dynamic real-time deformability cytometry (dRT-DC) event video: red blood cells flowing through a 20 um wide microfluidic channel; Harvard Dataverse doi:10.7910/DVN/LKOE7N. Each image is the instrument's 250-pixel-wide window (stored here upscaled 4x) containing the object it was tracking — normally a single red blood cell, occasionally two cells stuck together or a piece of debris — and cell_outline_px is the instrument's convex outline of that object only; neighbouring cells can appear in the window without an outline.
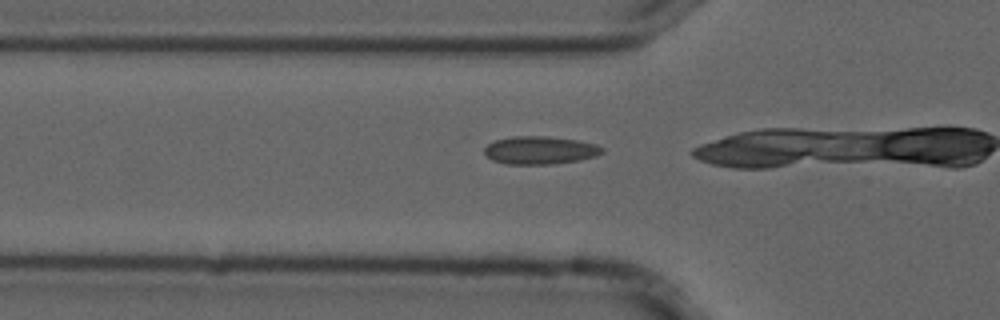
{"species": "common noctule bat (a hibernating species)", "species_latin": "Nyctalus noctula", "temperature_condition": "cold", "stored_images_in_passage": 18, "camera_frame_rate_fps": 3000, "um_per_image_px": 0.085, "animal": {"sex": "male", "forearm_length_mm": 52.5}, "frame": {"image": 1, "passage_image": 14, "time_ms": 4.333, "image_size_px": [1000, 320], "cell_outline_px": [[604, 152], [596, 156], [580, 160], [556, 164], [504, 164], [492, 160], [484, 152], [484, 148], [488, 144], [496, 140], [512, 136], [544, 136], [580, 140], [596, 144], [604, 148]], "centroid_in_image_um": [45.93, 12.77], "position_along_channel_um": 79.9, "area_um2": 19.36}}
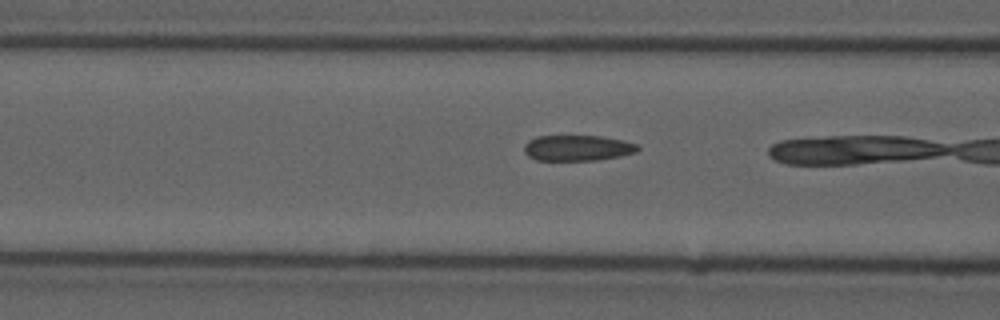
{"frame": {"image": 2, "passage_image": 17, "time_ms": 5.333, "image_size_px": [1000, 320], "cell_outline_px": [[640, 148], [636, 152], [620, 156], [596, 160], [536, 160], [528, 156], [524, 152], [524, 144], [528, 140], [536, 136], [600, 136], [624, 140], [636, 144]], "centroid_in_image_um": [49.07, 12.57], "position_along_channel_um": 117.5, "area_um2": 17.05}}